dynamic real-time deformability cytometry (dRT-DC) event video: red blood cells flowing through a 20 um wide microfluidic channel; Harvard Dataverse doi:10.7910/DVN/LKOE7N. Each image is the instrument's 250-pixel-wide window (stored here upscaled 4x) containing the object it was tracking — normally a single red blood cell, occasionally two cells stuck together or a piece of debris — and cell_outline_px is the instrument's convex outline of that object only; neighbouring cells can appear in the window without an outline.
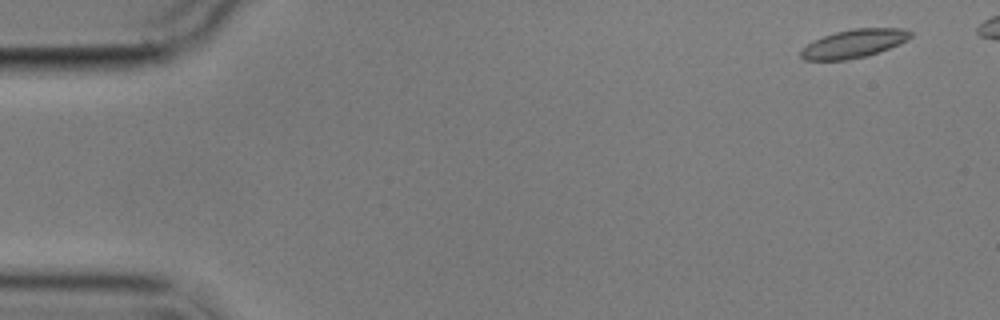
{"species": "common noctule bat (a hibernating species)", "species_latin": "Nyctalus noctula", "temperature_condition": "cold", "stored_images_in_passage": 7, "segment_of_instrument_passage": [1, 2], "camera_frame_rate_fps": 3000, "um_per_image_px": 0.085, "animal": {"sex": "male", "body_mass_g": 17.9}, "frame": {"image": 1, "passage_image": 1, "time_ms": 0.0, "image_size_px": [1000, 320], "cell_outline_px": [[912, 36], [908, 40], [900, 44], [864, 56], [848, 60], [804, 60], [800, 56], [800, 52], [808, 44], [824, 36], [836, 32], [852, 28], [904, 28], [912, 32]], "centroid_in_image_um": [72.61, 3.69], "position_along_channel_um": 12.4, "area_um2": 17.92}}
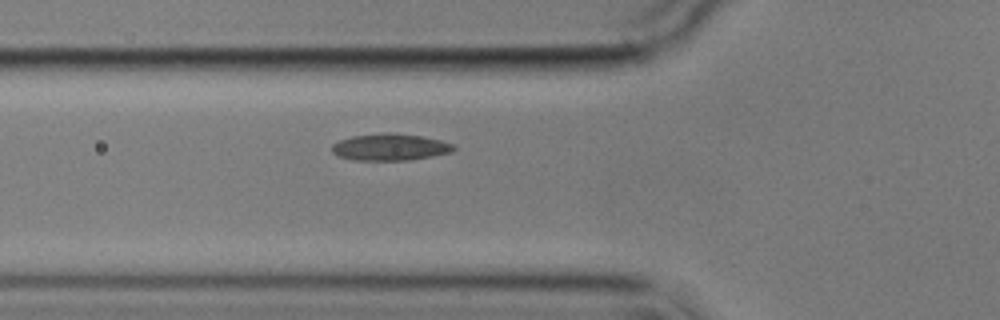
{"frame": {"image": 2, "passage_image": 6, "time_ms": 5.667, "image_size_px": [1000, 320], "cell_outline_px": [[456, 148], [452, 152], [432, 156], [408, 160], [352, 160], [340, 156], [332, 152], [332, 144], [340, 140], [352, 136], [420, 136], [440, 140], [452, 144]], "centroid_in_image_um": [33.16, 12.56], "position_along_channel_um": 92.6, "area_um2": 17.86}}